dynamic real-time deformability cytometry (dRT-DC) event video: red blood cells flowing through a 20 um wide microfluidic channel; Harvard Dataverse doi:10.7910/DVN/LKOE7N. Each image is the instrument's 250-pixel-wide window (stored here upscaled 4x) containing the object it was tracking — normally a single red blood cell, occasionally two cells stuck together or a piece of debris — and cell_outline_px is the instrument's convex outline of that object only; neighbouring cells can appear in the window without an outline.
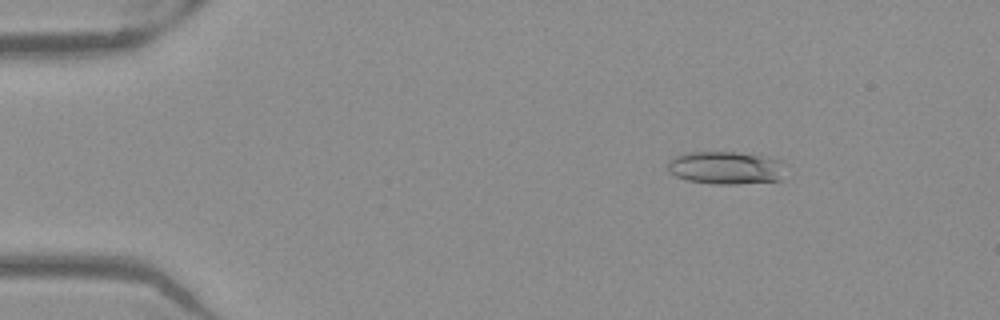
{"species": "Egyptian fruit bat (a non-hibernating species)", "species_latin": "Rousettus aegyptiacus", "temperature_condition": "warm", "stored_images_in_passage": 52, "camera_frame_rate_fps": 3000, "um_per_image_px": 0.085, "frame": {"image": 1, "passage_image": 8, "time_ms": 2.333, "image_size_px": [1000, 320], "cell_outline_px": [[784, 160], [780, 180], [736, 184], [712, 184], [688, 180], [676, 176], [668, 172], [668, 160], [676, 156], [688, 152], [736, 152]], "centroid_in_image_um": [61.66, 14.26], "position_along_channel_um": 23.3, "area_um2": 22.43}}
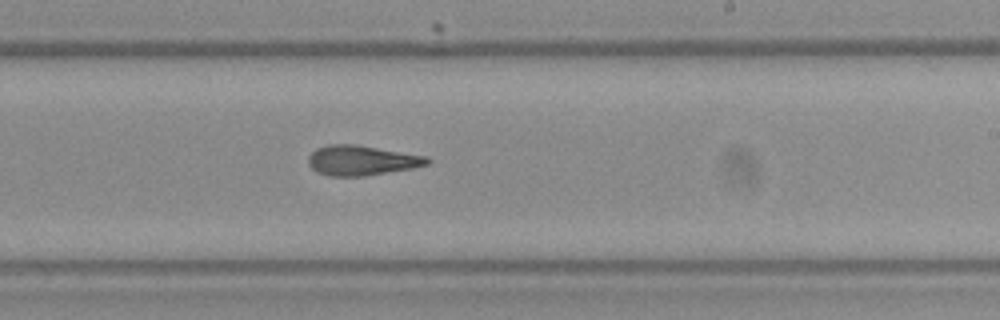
{"frame": {"image": 2, "passage_image": 32, "time_ms": 10.333, "image_size_px": [1000, 320], "cell_outline_px": [[432, 160], [428, 164], [412, 168], [364, 176], [328, 176], [316, 172], [308, 164], [308, 156], [316, 148], [328, 144], [356, 144], [428, 156]], "centroid_in_image_um": [30.73, 13.63], "position_along_channel_um": 258.3, "area_um2": 20.92}}
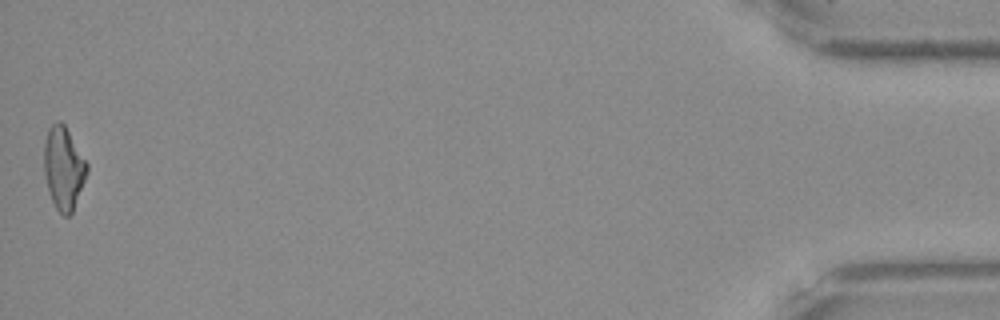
{"frame": {"image": 3, "passage_image": 52, "time_ms": 17.0, "image_size_px": [1000, 320], "cell_outline_px": [[88, 172], [72, 212], [68, 216], [64, 216], [56, 208], [52, 200], [48, 188], [44, 172], [44, 144], [48, 128], [56, 120], [60, 120], [64, 124], [88, 164]], "centroid_in_image_um": [5.4, 14.26], "position_along_channel_um": 429.8, "area_um2": 20.52}, "authors_computed_cell_mechanics": {"area_um2": 20.8947, "velocity_mm_per_s": 3.9641, "shape_relaxation_time_tau1_ms": null, "shape_relaxation_time_tau2_ms": 2.9955, "deformation_change_tau1": null, "deformation_change_tau2": 0.1318}}